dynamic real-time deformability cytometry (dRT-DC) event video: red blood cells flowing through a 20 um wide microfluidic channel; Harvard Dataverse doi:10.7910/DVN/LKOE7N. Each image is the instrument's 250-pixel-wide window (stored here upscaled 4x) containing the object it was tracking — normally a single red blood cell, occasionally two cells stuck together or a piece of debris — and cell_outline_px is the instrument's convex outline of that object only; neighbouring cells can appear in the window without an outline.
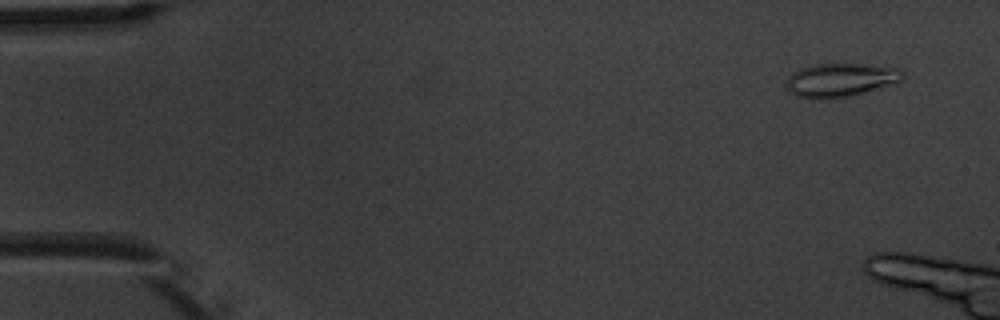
{"species": "common noctule bat (a hibernating species)", "species_latin": "Nyctalus noctula", "temperature_condition": "warm", "stored_images_in_passage": 4, "camera_frame_rate_fps": 3000, "um_per_image_px": 0.085, "animal": {"sex": "male", "body_mass_g": 20.1, "forearm_length_mm": 53.5}, "frame": {"image": 1, "passage_image": 2, "time_ms": 1.0, "image_size_px": [1000, 320], "cell_outline_px": [[904, 76], [896, 84], [848, 96], [828, 100], [820, 100], [796, 96], [788, 88], [788, 80], [792, 72], [800, 68], [812, 64], [864, 64], [896, 68], [904, 72]], "centroid_in_image_um": [71.46, 6.81], "position_along_channel_um": 13.5, "area_um2": 22.77}}